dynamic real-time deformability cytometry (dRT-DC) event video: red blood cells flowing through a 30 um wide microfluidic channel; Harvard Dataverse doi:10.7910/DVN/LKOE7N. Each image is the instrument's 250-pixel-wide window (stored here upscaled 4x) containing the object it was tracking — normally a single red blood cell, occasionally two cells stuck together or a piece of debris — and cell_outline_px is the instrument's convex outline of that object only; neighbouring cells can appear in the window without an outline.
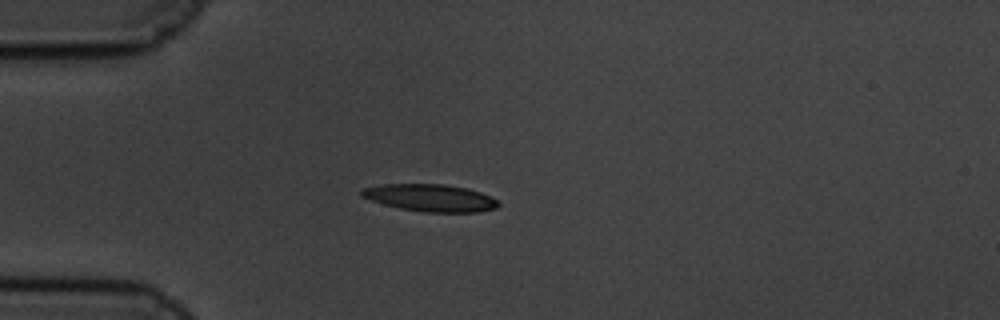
{"species": "common noctule bat (a hibernating species)", "species_latin": "Nyctalus noctula", "temperature_condition": "cold", "stored_images_in_passage": 45, "camera_frame_rate_fps": 3000, "um_per_image_px": 0.085, "animal": {"sex": "male", "body_mass_g": 19.5, "forearm_length_mm": 54.6}, "frame": {"image": 1, "passage_image": 1, "time_ms": 0.0, "image_size_px": [1000, 320], "cell_outline_px": [[500, 204], [496, 208], [476, 212], [424, 212], [400, 208], [384, 204], [360, 196], [360, 188], [380, 184], [444, 184], [468, 188], [492, 196]], "centroid_in_image_um": [36.56, 16.8], "position_along_channel_um": 48.4, "area_um2": 21.79}}
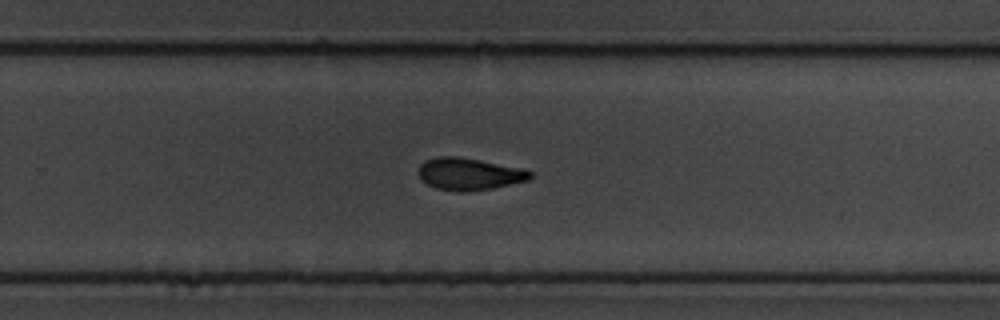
{"frame": {"image": 2, "passage_image": 24, "time_ms": 7.667, "image_size_px": [1000, 320], "cell_outline_px": [[532, 176], [528, 180], [492, 188], [464, 192], [456, 192], [436, 188], [420, 180], [420, 164], [424, 160], [436, 156], [456, 156], [480, 160], [524, 168], [532, 172]], "centroid_in_image_um": [39.87, 14.78], "position_along_channel_um": 289.9, "area_um2": 20.98}}
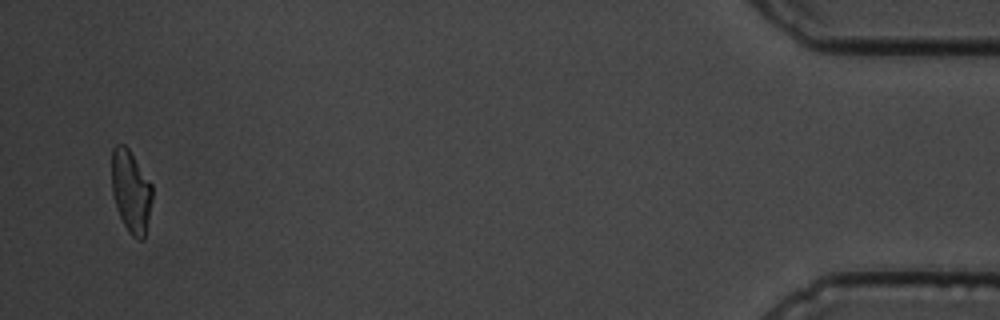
{"frame": {"image": 3, "passage_image": 43, "time_ms": 14.0, "image_size_px": [1000, 320], "cell_outline_px": [[152, 200], [144, 240], [136, 240], [128, 232], [120, 216], [112, 192], [112, 148], [116, 144], [124, 144], [128, 148], [152, 184]], "centroid_in_image_um": [11.14, 16.27], "position_along_channel_um": 424.1, "area_um2": 19.42}, "authors_computed_cell_mechanics": {"area_um2": 21.386, "velocity_mm_per_s": 3.3586, "shape_relaxation_time_tau1_ms": 4.6213, "shape_relaxation_time_tau2_ms": 4.7872, "deformation_change_tau1": 0.1739, "deformation_change_tau2": 0.1232}}